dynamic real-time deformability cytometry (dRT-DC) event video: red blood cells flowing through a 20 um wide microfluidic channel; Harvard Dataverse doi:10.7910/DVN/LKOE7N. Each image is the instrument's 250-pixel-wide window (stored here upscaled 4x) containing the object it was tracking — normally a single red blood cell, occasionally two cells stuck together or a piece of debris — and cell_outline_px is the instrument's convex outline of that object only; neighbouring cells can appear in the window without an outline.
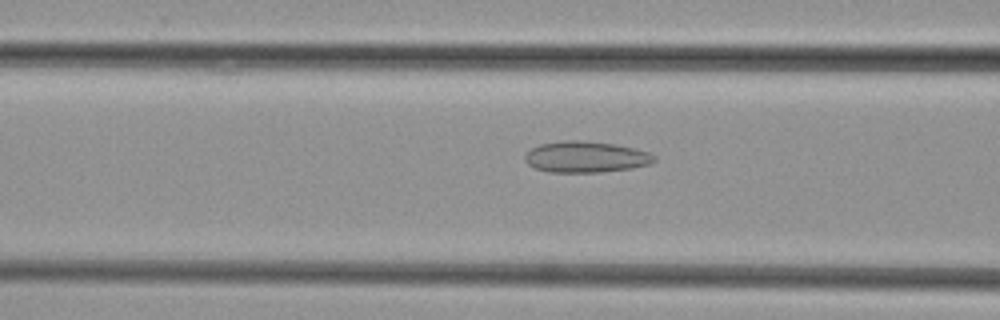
{"species": "common noctule bat (a hibernating species)", "species_latin": "Nyctalus noctula", "temperature_condition": "cold", "stored_images_in_passage": 33, "camera_frame_rate_fps": 3000, "um_per_image_px": 0.085, "animal": {"sex": "female", "body_mass_g": 29.2, "forearm_length_mm": 56.3}, "frame": {"image": 1, "passage_image": 13, "time_ms": 4.0, "image_size_px": [1000, 320], "cell_outline_px": [[656, 160], [648, 164], [632, 168], [600, 172], [548, 172], [536, 168], [528, 164], [524, 160], [524, 156], [532, 148], [540, 144], [564, 140], [580, 140], [616, 144], [648, 152], [656, 156]], "centroid_in_image_um": [49.78, 13.33], "position_along_channel_um": 116.8, "area_um2": 23.41}}
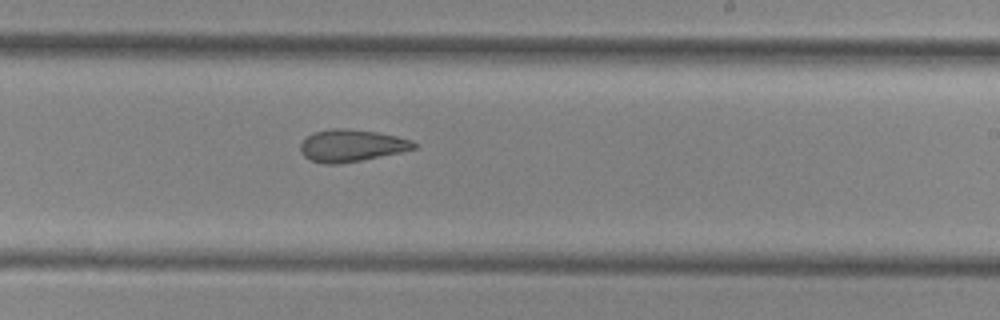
{"frame": {"image": 2, "passage_image": 23, "time_ms": 7.333, "image_size_px": [1000, 320], "cell_outline_px": [[416, 148], [400, 152], [360, 160], [336, 164], [324, 164], [312, 160], [304, 156], [300, 152], [300, 144], [312, 132], [332, 128], [344, 128], [376, 132], [396, 136], [412, 140], [416, 144]], "centroid_in_image_um": [29.85, 12.36], "position_along_channel_um": 259.2, "area_um2": 21.04}}
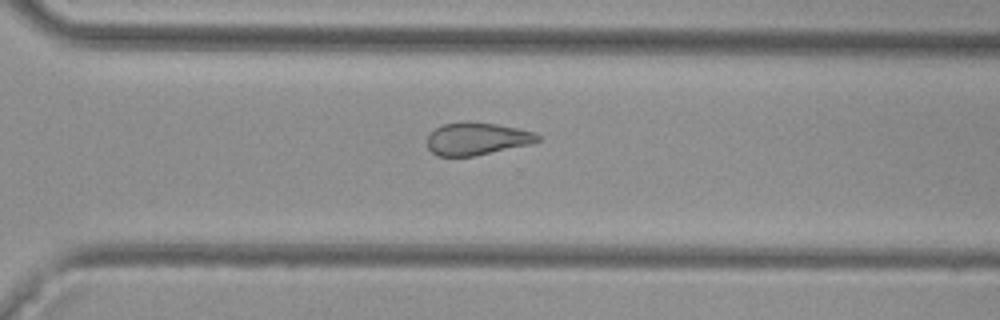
{"frame": {"image": 3, "passage_image": 28, "time_ms": 9.0, "image_size_px": [1000, 320], "cell_outline_px": [[540, 140], [532, 144], [472, 156], [436, 156], [428, 148], [428, 132], [444, 124], [464, 120], [496, 124], [516, 128], [532, 132], [540, 136]], "centroid_in_image_um": [40.5, 11.78], "position_along_channel_um": 330.1, "area_um2": 20.98}}